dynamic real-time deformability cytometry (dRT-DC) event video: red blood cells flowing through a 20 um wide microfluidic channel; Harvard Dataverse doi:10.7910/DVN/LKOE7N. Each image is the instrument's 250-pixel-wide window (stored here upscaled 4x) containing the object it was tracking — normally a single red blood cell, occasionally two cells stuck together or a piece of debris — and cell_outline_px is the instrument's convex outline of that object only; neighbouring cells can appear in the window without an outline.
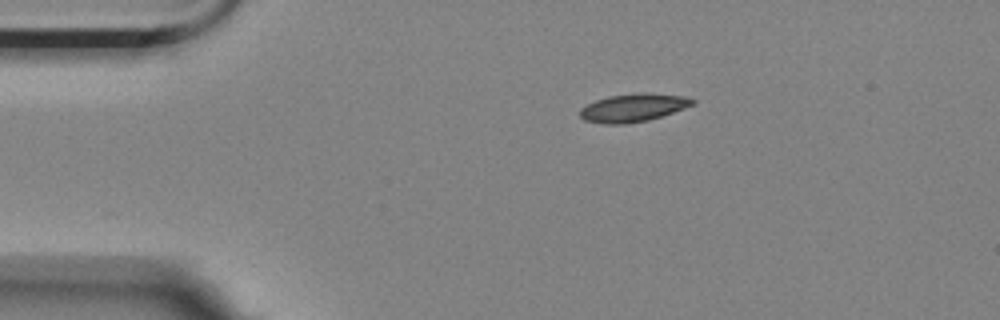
{"species": "Egyptian fruit bat (a non-hibernating species)", "species_latin": "Rousettus aegyptiacus", "temperature_condition": "room temperature", "stored_images_in_passage": 8, "camera_frame_rate_fps": 3000, "um_per_image_px": 0.085, "animal": {"sex": "female"}, "frame": {"image": 1, "passage_image": 1, "time_ms": 0.0, "image_size_px": [1000, 320], "cell_outline_px": [[696, 100], [692, 104], [684, 108], [648, 120], [628, 124], [604, 124], [584, 120], [580, 116], [580, 108], [596, 100], [608, 96], [640, 92], [644, 92], [688, 96]], "centroid_in_image_um": [53.81, 9.15], "position_along_channel_um": 31.2, "area_um2": 18.44}}
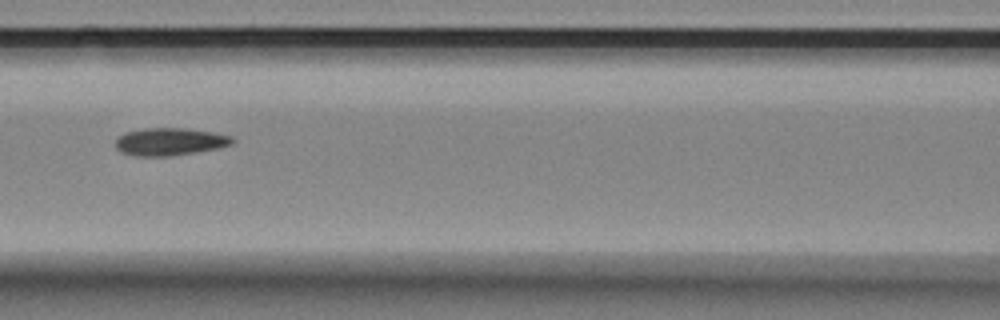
{"frame": {"image": 2, "passage_image": 5, "time_ms": 1.333, "image_size_px": [1000, 320], "cell_outline_px": [[236, 140], [232, 144], [220, 148], [196, 152], [168, 156], [136, 156], [120, 152], [112, 144], [116, 136], [124, 132], [144, 128], [184, 128], [212, 132], [232, 136]], "centroid_in_image_um": [14.38, 12.04], "position_along_channel_um": 152.2, "area_um2": 19.13}}
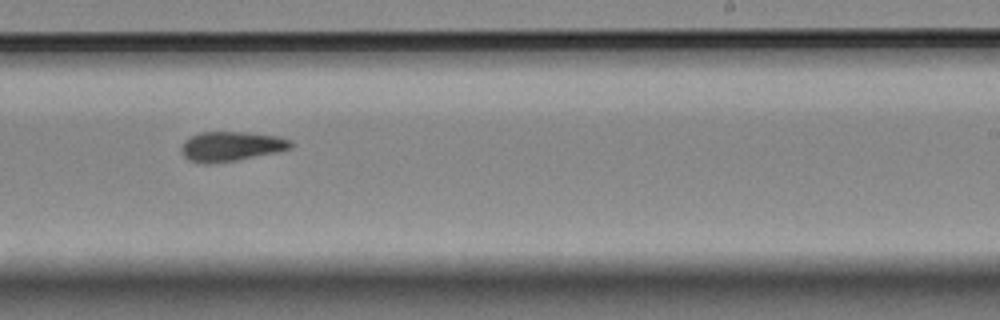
{"frame": {"image": 3, "passage_image": 8, "time_ms": 2.333, "image_size_px": [1000, 320], "cell_outline_px": [[292, 148], [276, 152], [236, 160], [212, 164], [200, 164], [188, 160], [180, 152], [180, 148], [184, 140], [200, 132], [248, 132], [276, 136], [292, 140]], "centroid_in_image_um": [19.6, 12.45], "position_along_channel_um": 269.4, "area_um2": 19.07}}